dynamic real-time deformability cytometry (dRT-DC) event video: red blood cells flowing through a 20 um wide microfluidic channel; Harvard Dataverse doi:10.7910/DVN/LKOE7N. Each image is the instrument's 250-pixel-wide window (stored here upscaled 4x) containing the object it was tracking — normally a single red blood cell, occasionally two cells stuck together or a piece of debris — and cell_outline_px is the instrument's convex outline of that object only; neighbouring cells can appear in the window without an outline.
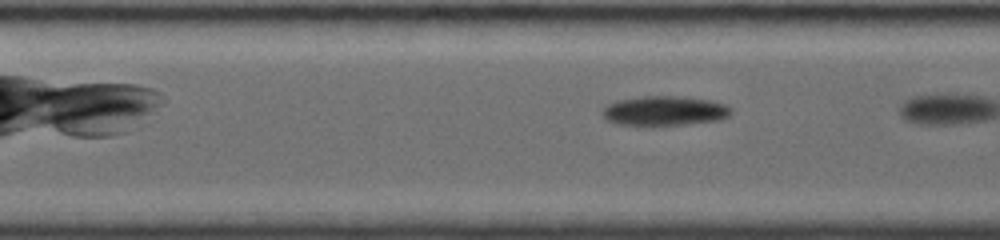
{"species": "common noctule bat (a hibernating species)", "species_latin": "Nyctalus noctula", "temperature_condition": "room temperature", "stored_images_in_passage": 40, "camera_frame_rate_fps": 4000, "um_per_image_px": 0.085, "animal": {"sex": "female", "body_mass_g": 19.0, "forearm_length_mm": 56.7}, "frame": {"image": 1, "passage_image": 6, "time_ms": 1.0, "image_size_px": [1000, 240], "cell_outline_px": [[732, 112], [728, 116], [716, 120], [680, 124], [620, 124], [608, 120], [604, 116], [604, 108], [616, 100], [640, 96], [676, 96], [708, 100], [724, 104]], "centroid_in_image_um": [56.47, 9.39], "position_along_channel_um": 150.9, "area_um2": 21.33}}
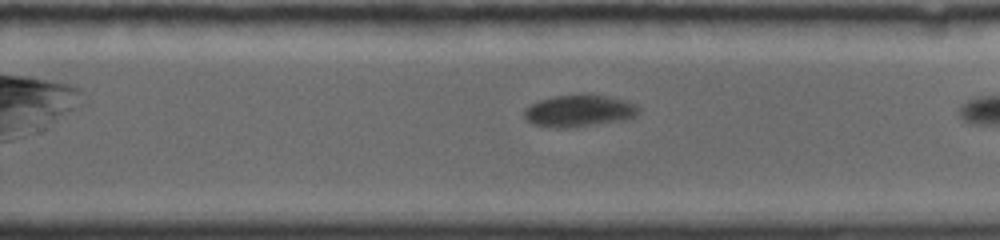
{"frame": {"image": 2, "passage_image": 22, "time_ms": 4.5, "image_size_px": [1000, 240], "cell_outline_px": [[640, 112], [636, 116], [620, 120], [584, 124], [532, 124], [524, 116], [524, 112], [532, 104], [540, 100], [556, 96], [604, 96], [624, 100], [636, 104], [640, 108]], "centroid_in_image_um": [49.3, 9.37], "position_along_channel_um": 280.5, "area_um2": 19.36}}
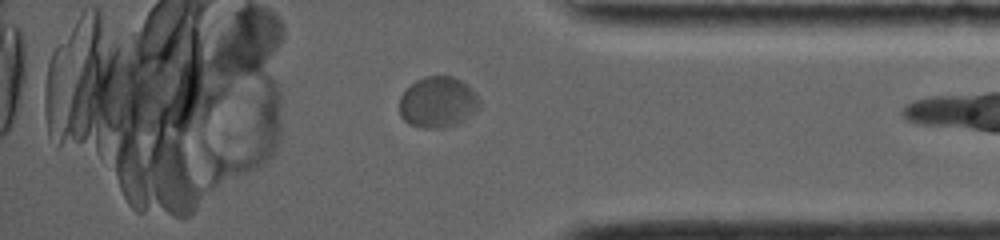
{"frame": {"image": 3, "passage_image": 37, "time_ms": 7.75, "image_size_px": [1000, 240], "cell_outline_px": [[480, 108], [464, 120], [456, 124], [440, 128], [432, 128], [408, 124], [400, 116], [400, 96], [416, 80], [424, 76], [452, 76], [468, 84], [472, 88], [480, 100]], "centroid_in_image_um": [37.24, 8.67], "position_along_channel_um": 398.0, "area_um2": 23.76}}